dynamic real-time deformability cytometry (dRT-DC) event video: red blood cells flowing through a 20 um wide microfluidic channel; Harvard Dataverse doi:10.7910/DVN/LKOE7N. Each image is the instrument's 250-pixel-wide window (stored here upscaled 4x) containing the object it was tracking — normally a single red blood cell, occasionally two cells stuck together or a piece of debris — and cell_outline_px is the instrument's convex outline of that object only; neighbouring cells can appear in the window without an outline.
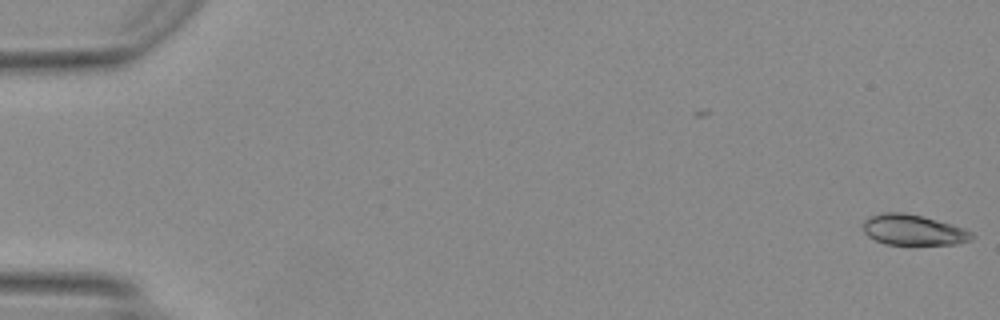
{"species": "Egyptian fruit bat (a non-hibernating species)", "species_latin": "Rousettus aegyptiacus", "temperature_condition": "warm", "stored_images_in_passage": 11, "camera_frame_rate_fps": 3000, "um_per_image_px": 0.085, "animal": {"sex": "female"}, "frame": {"image": 1, "passage_image": 1, "time_ms": 0.0, "image_size_px": [1000, 320], "cell_outline_px": [[976, 236], [972, 240], [956, 244], [912, 248], [884, 244], [868, 236], [864, 232], [864, 220], [868, 216], [884, 212], [904, 212], [920, 216], [964, 228], [972, 232]], "centroid_in_image_um": [77.64, 19.61], "position_along_channel_um": 7.4, "area_um2": 20.29}}